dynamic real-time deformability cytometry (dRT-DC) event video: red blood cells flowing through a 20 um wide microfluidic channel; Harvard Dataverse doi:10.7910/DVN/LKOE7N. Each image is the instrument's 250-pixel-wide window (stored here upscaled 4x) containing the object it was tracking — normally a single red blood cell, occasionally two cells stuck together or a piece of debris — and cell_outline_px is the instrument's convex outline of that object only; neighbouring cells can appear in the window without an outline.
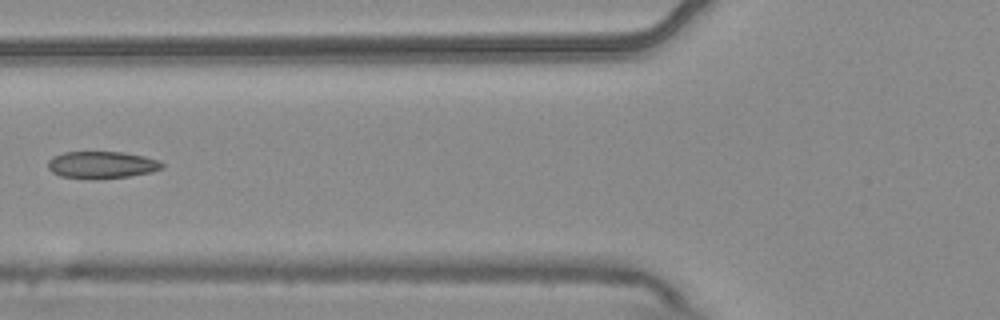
{"species": "common noctule bat (a hibernating species)", "species_latin": "Nyctalus noctula", "temperature_condition": "warm", "stored_images_in_passage": 5, "camera_frame_rate_fps": 3000, "um_per_image_px": 0.085, "animal": {"sex": "male", "body_mass_g": 20.4}, "frame": {"image": 1, "passage_image": 5, "time_ms": 1.333, "image_size_px": [1000, 320], "cell_outline_px": [[164, 168], [152, 172], [128, 176], [96, 180], [60, 176], [52, 172], [48, 168], [48, 160], [52, 156], [64, 152], [124, 152], [144, 156], [160, 160], [164, 164]], "centroid_in_image_um": [8.66, 14.02], "position_along_channel_um": 117.1, "area_um2": 18.32}}